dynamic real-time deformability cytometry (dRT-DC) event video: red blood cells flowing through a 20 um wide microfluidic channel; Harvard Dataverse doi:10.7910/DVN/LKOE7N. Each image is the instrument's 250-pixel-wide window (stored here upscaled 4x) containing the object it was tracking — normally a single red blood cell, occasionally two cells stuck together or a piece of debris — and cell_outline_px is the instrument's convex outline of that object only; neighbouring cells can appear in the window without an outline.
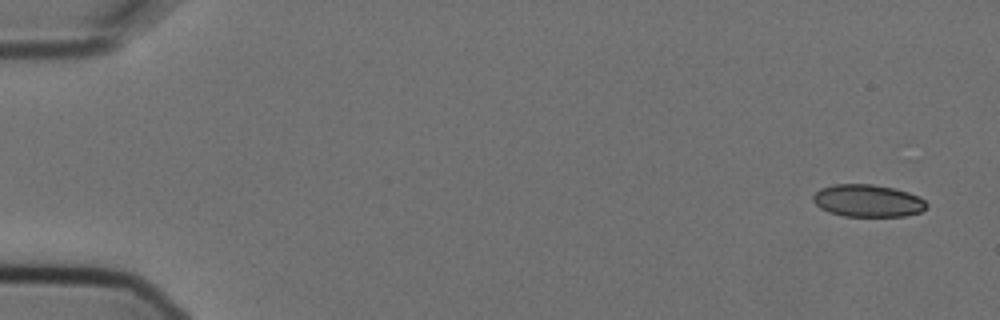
{"species": "Egyptian fruit bat (a non-hibernating species)", "species_latin": "Rousettus aegyptiacus", "temperature_condition": "cold", "stored_images_in_passage": 5, "camera_frame_rate_fps": 3000, "um_per_image_px": 0.085, "animal": {"sex": "female"}, "frame": {"image": 1, "passage_image": 1, "time_ms": 0.0, "image_size_px": [1000, 320], "cell_outline_px": [[928, 204], [920, 212], [904, 216], [844, 216], [828, 212], [820, 208], [812, 200], [812, 196], [820, 188], [832, 184], [872, 184], [896, 188], [920, 196]], "centroid_in_image_um": [73.75, 17.05], "position_along_channel_um": 11.3, "area_um2": 21.56}}
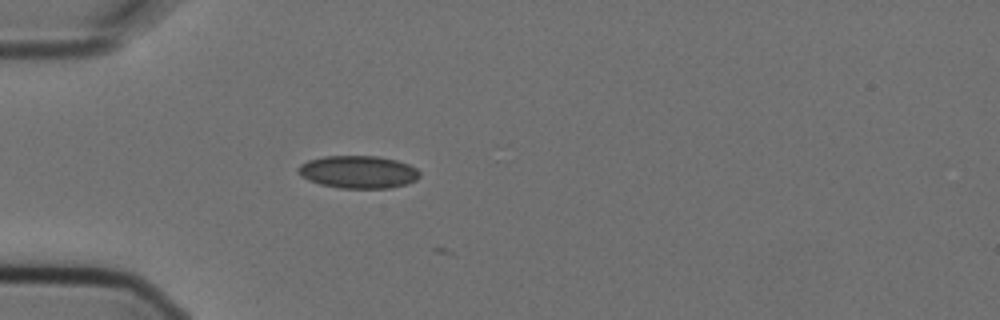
{"frame": {"image": 2, "passage_image": 5, "time_ms": 1.333, "image_size_px": [1000, 320], "cell_outline_px": [[420, 176], [416, 180], [392, 188], [340, 188], [320, 184], [308, 180], [300, 176], [296, 172], [296, 168], [300, 164], [308, 160], [324, 156], [376, 156], [396, 160], [408, 164], [416, 168], [420, 172]], "centroid_in_image_um": [30.41, 14.61], "position_along_channel_um": 54.6, "area_um2": 23.24}}